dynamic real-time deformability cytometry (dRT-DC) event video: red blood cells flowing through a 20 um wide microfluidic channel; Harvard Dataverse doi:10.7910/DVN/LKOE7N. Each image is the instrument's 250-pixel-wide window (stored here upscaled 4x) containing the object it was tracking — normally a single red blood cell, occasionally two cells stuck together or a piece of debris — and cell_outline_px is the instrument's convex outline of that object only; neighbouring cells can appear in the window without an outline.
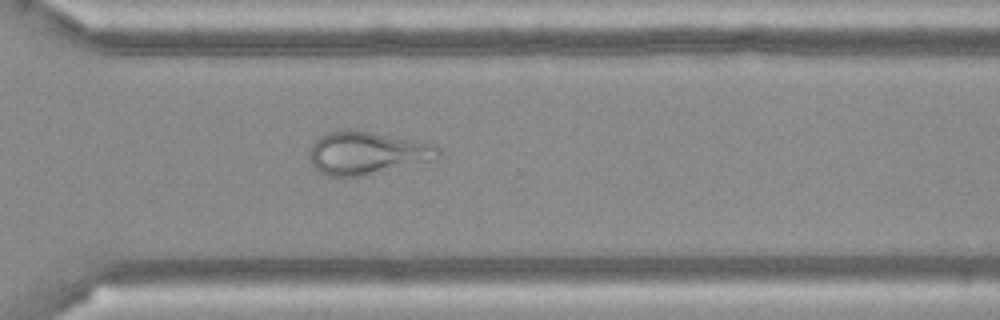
{"species": "Egyptian fruit bat (a non-hibernating species)", "species_latin": "Rousettus aegyptiacus", "temperature_condition": "cold", "stored_images_in_passage": 52, "camera_frame_rate_fps": 3000, "um_per_image_px": 0.085, "frame": {"image": 1, "passage_image": 37, "time_ms": 12.0, "image_size_px": [1000, 320], "cell_outline_px": [[440, 156], [364, 176], [328, 176], [320, 172], [312, 164], [308, 156], [308, 152], [312, 144], [320, 136], [328, 132], [348, 128], [436, 144], [440, 148]], "centroid_in_image_um": [31.11, 12.98], "position_along_channel_um": 339.5, "area_um2": 31.73}}